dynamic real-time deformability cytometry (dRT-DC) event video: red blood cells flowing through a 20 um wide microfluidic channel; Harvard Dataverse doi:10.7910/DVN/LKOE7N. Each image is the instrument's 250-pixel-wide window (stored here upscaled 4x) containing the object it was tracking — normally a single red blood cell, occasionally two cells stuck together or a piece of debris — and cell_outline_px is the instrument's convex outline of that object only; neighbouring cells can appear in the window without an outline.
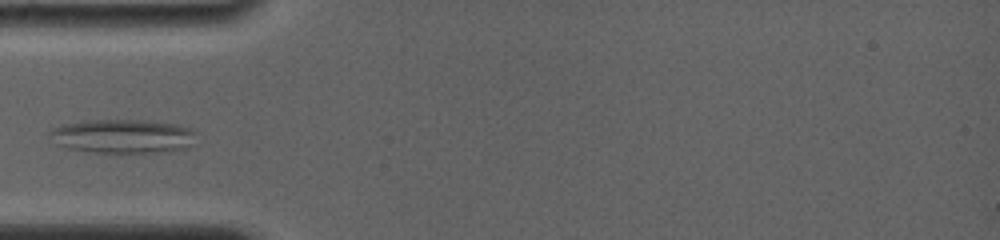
{"species": "common noctule bat (a hibernating species)", "species_latin": "Nyctalus noctula", "temperature_condition": "room temperature", "stored_images_in_passage": 52, "camera_frame_rate_fps": 4000, "um_per_image_px": 0.085, "animal": {"sex": "female", "body_mass_g": 19.0, "forearm_length_mm": 56.7}, "frame": {"image": 1, "passage_image": 1, "time_ms": 0.0, "image_size_px": [1000, 240], "cell_outline_px": [[196, 132], [188, 144], [180, 148], [144, 152], [96, 152], [68, 148], [60, 144], [48, 136], [48, 132], [52, 128], [60, 124], [84, 120], [144, 120], [180, 124], [192, 128]], "centroid_in_image_um": [10.34, 11.53], "position_along_channel_um": 74.7, "area_um2": 28.44}}
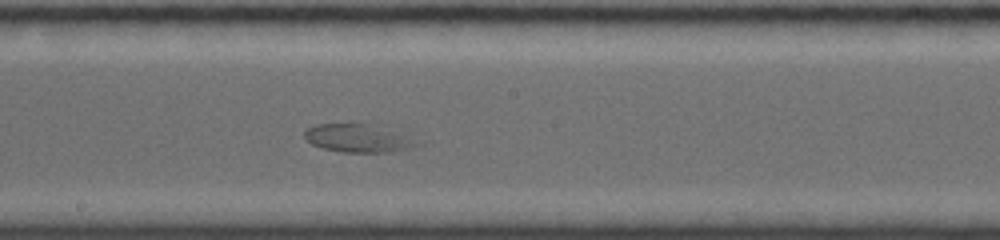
{"frame": {"image": 2, "passage_image": 19, "time_ms": 4.0, "image_size_px": [1000, 240], "cell_outline_px": [[424, 144], [408, 148], [388, 152], [340, 152], [324, 148], [312, 144], [304, 136], [304, 132], [308, 128], [316, 124], [384, 124]], "centroid_in_image_um": [30.51, 11.73], "position_along_channel_um": 217.7, "area_um2": 18.67}}
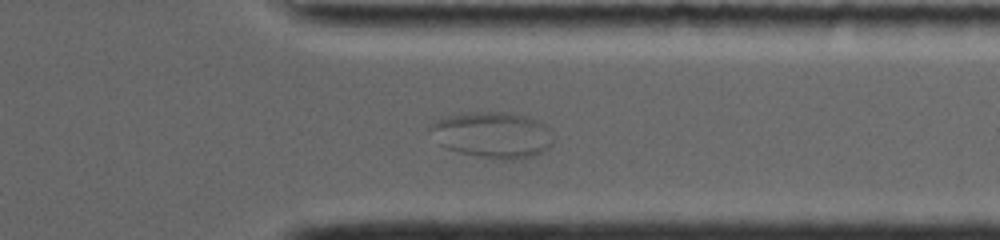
{"frame": {"image": 3, "passage_image": 39, "time_ms": 8.25, "image_size_px": [1000, 240], "cell_outline_px": [[552, 144], [548, 148], [532, 156], [512, 160], [504, 160], [480, 156], [460, 152], [444, 148], [440, 144], [428, 128], [428, 124], [444, 116], [468, 112], [512, 112], [536, 120], [544, 124], [548, 128], [552, 140]], "centroid_in_image_um": [41.82, 11.45], "position_along_channel_um": 369.6, "area_um2": 32.95}}